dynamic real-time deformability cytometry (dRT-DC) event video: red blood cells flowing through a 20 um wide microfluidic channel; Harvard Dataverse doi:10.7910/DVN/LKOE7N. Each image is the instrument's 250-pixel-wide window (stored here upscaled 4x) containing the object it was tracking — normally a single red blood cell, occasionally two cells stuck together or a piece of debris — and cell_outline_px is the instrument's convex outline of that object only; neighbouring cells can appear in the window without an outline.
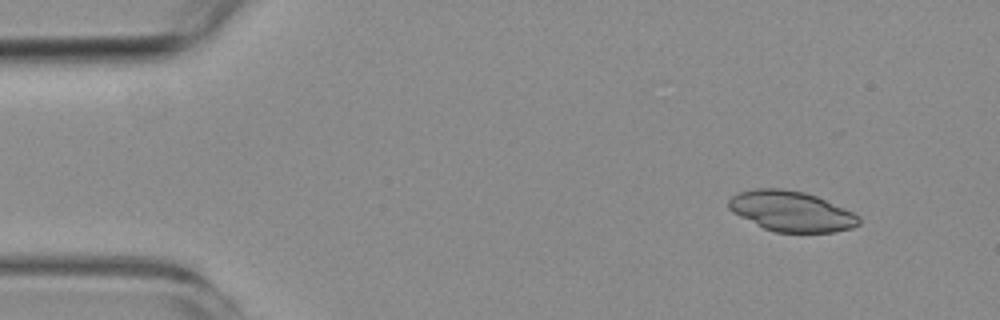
{"species": "common noctule bat (a hibernating species)", "species_latin": "Nyctalus noctula", "temperature_condition": "room temperature", "stored_images_in_passage": 5, "camera_frame_rate_fps": 3000, "um_per_image_px": 0.085, "animal": {"sex": "female", "body_mass_g": 19.3, "forearm_length_mm": 54.1}, "frame": {"image": 1, "passage_image": 1, "time_ms": 0.0, "image_size_px": [1000, 320], "cell_outline_px": [[860, 224], [852, 228], [836, 232], [776, 232], [764, 228], [732, 212], [728, 208], [728, 200], [732, 196], [740, 192], [756, 188], [780, 188], [804, 192], [816, 196], [844, 208], [860, 216]], "centroid_in_image_um": [67.27, 17.96], "position_along_channel_um": 17.7, "area_um2": 30.46}}